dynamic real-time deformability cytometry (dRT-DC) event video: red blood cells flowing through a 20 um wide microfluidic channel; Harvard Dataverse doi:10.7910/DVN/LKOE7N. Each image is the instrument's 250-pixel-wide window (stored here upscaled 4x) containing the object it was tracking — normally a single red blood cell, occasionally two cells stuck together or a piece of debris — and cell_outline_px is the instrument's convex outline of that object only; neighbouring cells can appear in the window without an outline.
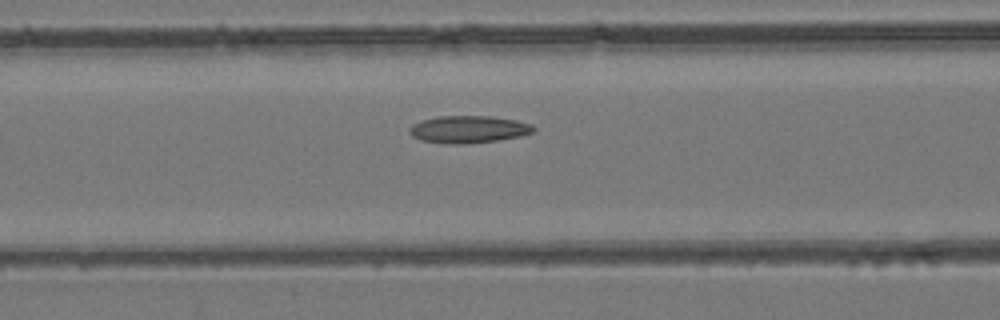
{"species": "common noctule bat (a hibernating species)", "species_latin": "Nyctalus noctula", "temperature_condition": "room temperature", "stored_images_in_passage": 37, "camera_frame_rate_fps": 3000, "um_per_image_px": 0.085, "animal": {"sex": "female", "body_mass_g": 24.6, "forearm_length_mm": 56.2}, "frame": {"image": 1, "passage_image": 6, "time_ms": 1.667, "image_size_px": [1000, 320], "cell_outline_px": [[536, 132], [520, 136], [496, 140], [468, 144], [448, 144], [420, 140], [412, 136], [408, 132], [408, 128], [412, 124], [420, 120], [436, 116], [492, 116], [516, 120], [532, 124], [536, 128]], "centroid_in_image_um": [39.81, 10.99], "position_along_channel_um": 126.8, "area_um2": 20.06}}
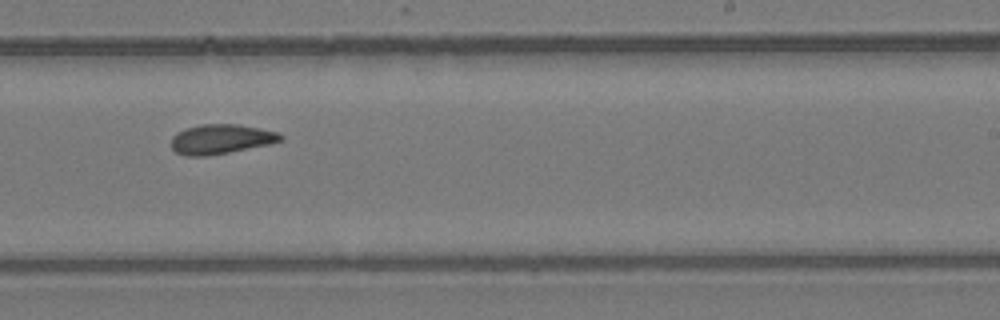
{"frame": {"image": 2, "passage_image": 17, "time_ms": 5.333, "image_size_px": [1000, 320], "cell_outline_px": [[284, 140], [268, 144], [208, 156], [184, 156], [176, 152], [172, 148], [172, 136], [176, 132], [184, 128], [200, 124], [240, 124], [280, 132], [284, 136]], "centroid_in_image_um": [18.78, 11.81], "position_along_channel_um": 270.2, "area_um2": 19.07}}
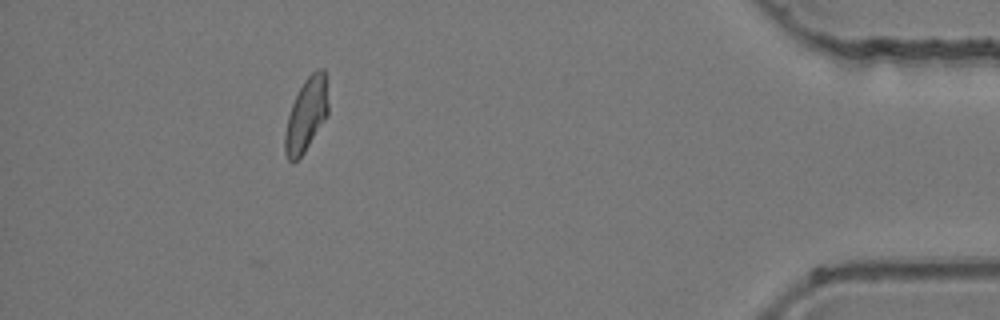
{"frame": {"image": 3, "passage_image": 32, "time_ms": 10.333, "image_size_px": [1000, 320], "cell_outline_px": [[328, 116], [304, 152], [292, 164], [288, 160], [284, 152], [284, 132], [288, 116], [292, 104], [304, 80], [316, 68], [324, 68], [328, 76]], "centroid_in_image_um": [26.06, 9.71], "position_along_channel_um": 409.1, "area_um2": 18.96}, "authors_computed_cell_mechanics": {"area_um2": 18.785, "velocity_mm_per_s": 3.9222, "shape_relaxation_time_tau1_ms": null, "shape_relaxation_time_tau2_ms": 4.0478, "deformation_change_tau1": null, "deformation_change_tau2": 0.1014}}